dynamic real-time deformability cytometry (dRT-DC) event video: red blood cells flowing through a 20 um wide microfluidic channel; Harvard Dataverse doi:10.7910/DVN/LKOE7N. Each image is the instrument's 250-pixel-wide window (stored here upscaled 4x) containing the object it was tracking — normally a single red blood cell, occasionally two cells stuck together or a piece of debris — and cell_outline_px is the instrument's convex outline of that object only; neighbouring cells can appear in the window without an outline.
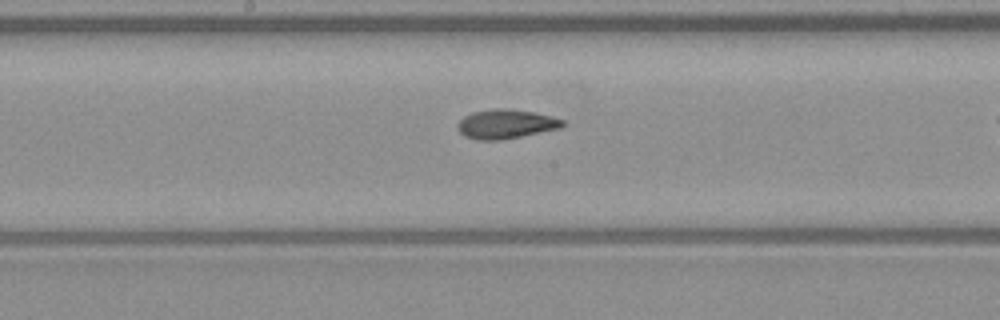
{"species": "common noctule bat (a hibernating species)", "species_latin": "Nyctalus noctula", "temperature_condition": "warm", "stored_images_in_passage": 26, "camera_frame_rate_fps": 3000, "um_per_image_px": 0.085, "animal": {"sex": "male", "body_mass_g": 23.1, "forearm_length_mm": 52.7}, "frame": {"image": 1, "passage_image": 12, "time_ms": 3.667, "image_size_px": [1000, 320], "cell_outline_px": [[568, 124], [560, 128], [500, 140], [480, 140], [464, 136], [460, 132], [456, 124], [464, 116], [472, 112], [492, 108], [512, 108], [536, 112], [552, 116], [564, 120]], "centroid_in_image_um": [43.02, 10.52], "position_along_channel_um": 205.2, "area_um2": 18.09}}
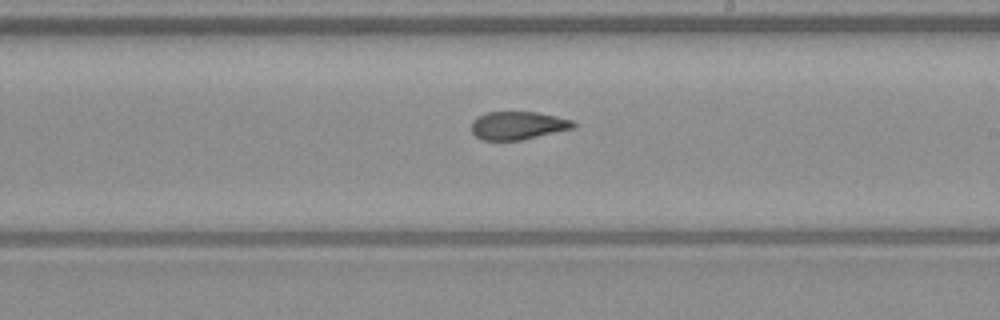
{"frame": {"image": 2, "passage_image": 15, "time_ms": 4.667, "image_size_px": [1000, 320], "cell_outline_px": [[576, 128], [520, 140], [480, 140], [472, 132], [472, 120], [476, 116], [488, 112], [536, 112], [556, 116], [572, 120], [576, 124]], "centroid_in_image_um": [44.02, 10.66], "position_along_channel_um": 245.0, "area_um2": 16.76}}